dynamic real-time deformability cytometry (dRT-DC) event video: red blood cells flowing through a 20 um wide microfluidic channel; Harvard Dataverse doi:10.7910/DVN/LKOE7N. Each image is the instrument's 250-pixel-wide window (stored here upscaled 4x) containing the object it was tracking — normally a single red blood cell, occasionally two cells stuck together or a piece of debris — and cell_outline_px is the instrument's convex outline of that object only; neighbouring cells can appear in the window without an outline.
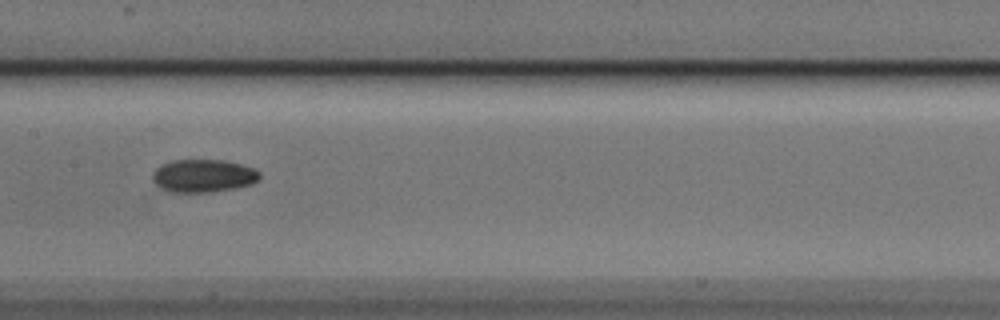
{"species": "Egyptian fruit bat (a non-hibernating species)", "species_latin": "Rousettus aegyptiacus", "temperature_condition": "cold", "stored_images_in_passage": 10, "camera_frame_rate_fps": 3000, "um_per_image_px": 0.085, "animal": {"sex": "male"}, "frame": {"image": 1, "passage_image": 7, "time_ms": 2.0, "image_size_px": [1000, 320], "cell_outline_px": [[260, 176], [252, 184], [236, 188], [212, 192], [168, 192], [160, 188], [152, 180], [152, 172], [156, 168], [164, 164], [176, 160], [224, 160], [240, 164], [252, 168], [260, 172]], "centroid_in_image_um": [17.26, 14.95], "position_along_channel_um": 190.1, "area_um2": 20.52}}
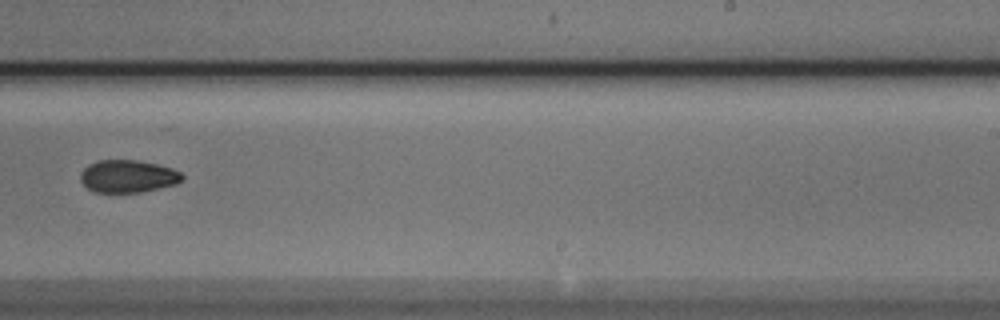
{"frame": {"image": 2, "passage_image": 9, "time_ms": 2.667, "image_size_px": [1000, 320], "cell_outline_px": [[184, 180], [176, 184], [140, 192], [92, 192], [80, 180], [80, 172], [88, 164], [96, 160], [136, 160], [156, 164], [172, 168], [180, 172], [184, 176]], "centroid_in_image_um": [10.86, 14.98], "position_along_channel_um": 278.1, "area_um2": 19.36}}